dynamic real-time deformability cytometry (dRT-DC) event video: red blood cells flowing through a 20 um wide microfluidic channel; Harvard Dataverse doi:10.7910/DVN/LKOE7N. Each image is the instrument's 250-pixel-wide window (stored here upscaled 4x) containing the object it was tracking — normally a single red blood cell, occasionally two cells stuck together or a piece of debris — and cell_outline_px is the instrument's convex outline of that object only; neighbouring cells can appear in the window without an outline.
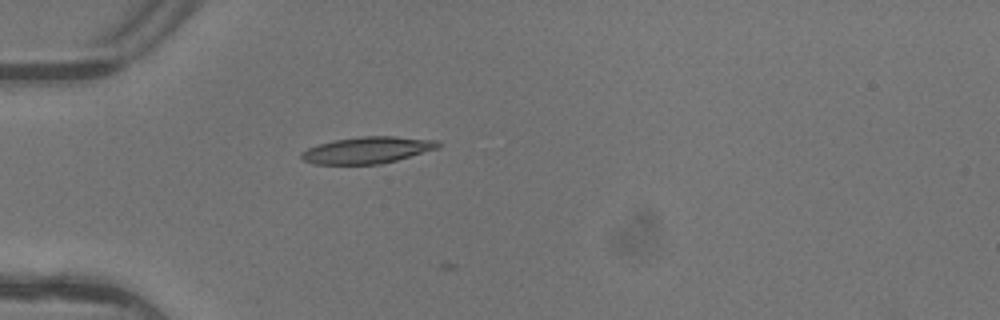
{"species": "common noctule bat (a hibernating species)", "species_latin": "Nyctalus noctula", "temperature_condition": "warm", "stored_images_in_passage": 2, "camera_frame_rate_fps": 3000, "um_per_image_px": 0.085, "animal": {"sex": "female"}, "frame": {"image": 1, "passage_image": 2, "time_ms": 0.333, "image_size_px": [1000, 320], "cell_outline_px": [[440, 148], [396, 160], [380, 164], [316, 164], [304, 160], [300, 156], [300, 152], [308, 148], [332, 140], [360, 136], [392, 136], [436, 140], [440, 144]], "centroid_in_image_um": [31.23, 12.75], "position_along_channel_um": 53.8, "area_um2": 21.15}}